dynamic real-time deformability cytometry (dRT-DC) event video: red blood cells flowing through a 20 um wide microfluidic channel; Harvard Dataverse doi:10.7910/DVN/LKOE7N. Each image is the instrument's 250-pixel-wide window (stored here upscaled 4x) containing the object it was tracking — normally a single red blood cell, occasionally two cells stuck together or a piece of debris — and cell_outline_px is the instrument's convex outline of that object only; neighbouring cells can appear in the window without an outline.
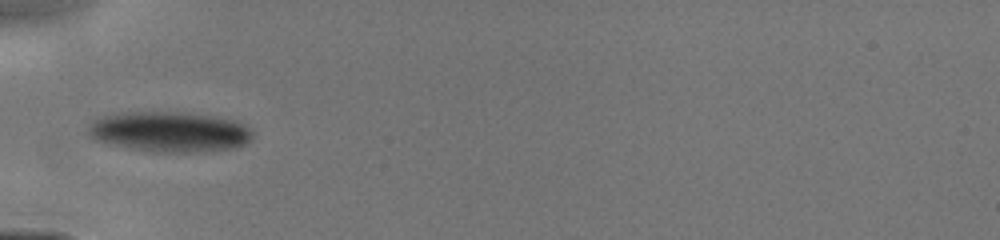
{"species": "human", "species_latin": "Homo sapiens", "temperature_condition": "cold", "stored_images_in_passage": 5, "camera_frame_rate_fps": 3000, "um_per_image_px": 0.085, "donor": {"sex": "male"}, "frame": {"image": 1, "passage_image": 1, "time_ms": 0.0, "image_size_px": [1000, 240], "cell_outline_px": [[252, 140], [236, 148], [192, 152], [152, 152], [92, 140], [84, 132], [88, 124], [92, 120], [104, 116], [128, 112], [184, 112], [212, 116], [236, 120], [252, 128]], "centroid_in_image_um": [14.39, 11.2], "position_along_channel_um": 70.6, "area_um2": 39.02}}
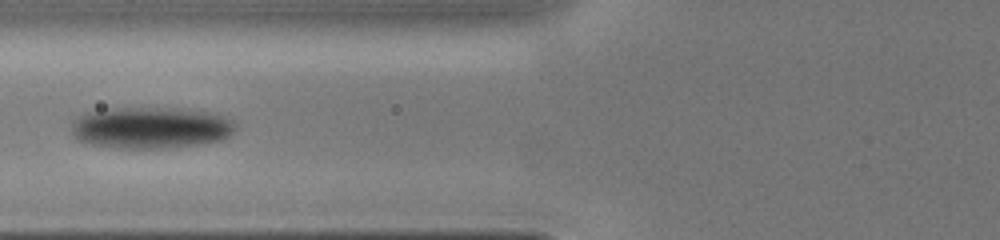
{"frame": {"image": 2, "passage_image": 3, "time_ms": 1.0, "image_size_px": [1000, 240], "cell_outline_px": [[236, 128], [224, 140], [204, 144], [164, 148], [120, 148], [92, 144], [76, 140], [72, 132], [72, 120], [84, 112], [104, 108], [180, 108], [216, 112], [232, 120], [236, 124]], "centroid_in_image_um": [12.83, 10.84], "position_along_channel_um": 113.0, "area_um2": 40.46}}
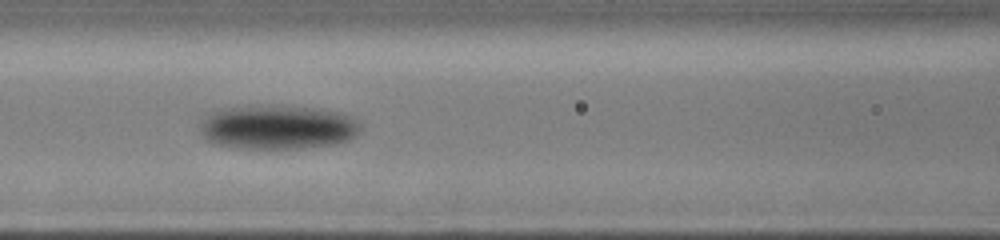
{"frame": {"image": 3, "passage_image": 4, "time_ms": 1.667, "image_size_px": [1000, 240], "cell_outline_px": [[360, 132], [356, 136], [348, 140], [332, 144], [300, 148], [240, 148], [212, 144], [200, 132], [200, 120], [212, 112], [220, 108], [248, 104], [272, 104], [320, 108], [340, 112], [352, 116], [360, 124]], "centroid_in_image_um": [23.57, 10.77], "position_along_channel_um": 143.0, "area_um2": 42.31}}